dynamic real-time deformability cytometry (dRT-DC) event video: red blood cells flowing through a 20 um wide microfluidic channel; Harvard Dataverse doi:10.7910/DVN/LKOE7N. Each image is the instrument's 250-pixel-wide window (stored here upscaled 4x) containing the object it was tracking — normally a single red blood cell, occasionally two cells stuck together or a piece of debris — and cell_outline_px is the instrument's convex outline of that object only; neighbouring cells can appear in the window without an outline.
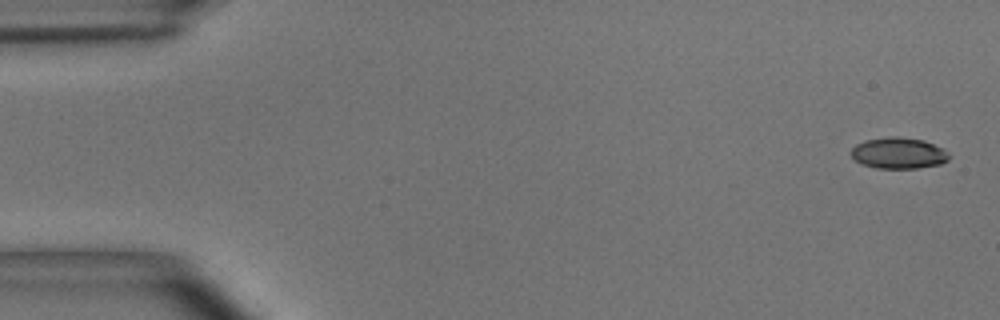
{"species": "common noctule bat (a hibernating species)", "species_latin": "Nyctalus noctula", "temperature_condition": "room temperature", "stored_images_in_passage": 4, "camera_frame_rate_fps": 3000, "um_per_image_px": 0.085, "animal": {"sex": "male", "body_mass_g": 15.6}, "frame": {"image": 1, "passage_image": 1, "time_ms": 0.0, "image_size_px": [1000, 320], "cell_outline_px": [[952, 156], [948, 160], [940, 164], [916, 168], [876, 168], [864, 164], [856, 160], [852, 156], [852, 148], [856, 144], [864, 140], [892, 136], [896, 136], [924, 140], [944, 148]], "centroid_in_image_um": [76.43, 13.0], "position_along_channel_um": 8.6, "area_um2": 17.8}}
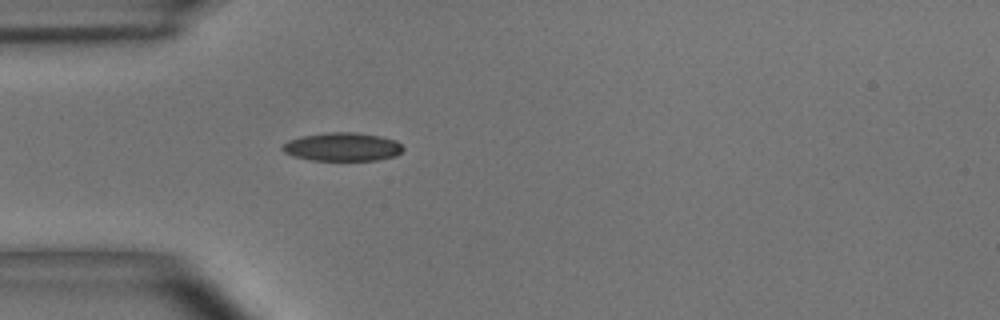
{"frame": {"image": 2, "passage_image": 4, "time_ms": 1.0, "image_size_px": [1000, 320], "cell_outline_px": [[404, 148], [396, 156], [376, 160], [312, 160], [292, 156], [284, 152], [280, 148], [288, 140], [300, 136], [328, 132], [356, 132], [380, 136], [396, 140]], "centroid_in_image_um": [29.09, 12.48], "position_along_channel_um": 55.9, "area_um2": 20.06}}